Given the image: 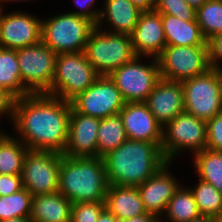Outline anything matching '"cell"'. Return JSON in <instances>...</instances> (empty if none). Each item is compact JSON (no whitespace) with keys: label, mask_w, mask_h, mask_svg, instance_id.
<instances>
[{"label":"cell","mask_w":222,"mask_h":222,"mask_svg":"<svg viewBox=\"0 0 222 222\" xmlns=\"http://www.w3.org/2000/svg\"><path fill=\"white\" fill-rule=\"evenodd\" d=\"M71 103L46 93L15 100L14 127L29 150L63 154L68 141Z\"/></svg>","instance_id":"cell-1"},{"label":"cell","mask_w":222,"mask_h":222,"mask_svg":"<svg viewBox=\"0 0 222 222\" xmlns=\"http://www.w3.org/2000/svg\"><path fill=\"white\" fill-rule=\"evenodd\" d=\"M109 185L137 187L167 163L161 144L127 139L103 157Z\"/></svg>","instance_id":"cell-2"},{"label":"cell","mask_w":222,"mask_h":222,"mask_svg":"<svg viewBox=\"0 0 222 222\" xmlns=\"http://www.w3.org/2000/svg\"><path fill=\"white\" fill-rule=\"evenodd\" d=\"M108 186L103 158L68 157L61 154L58 193L72 204L105 202Z\"/></svg>","instance_id":"cell-3"},{"label":"cell","mask_w":222,"mask_h":222,"mask_svg":"<svg viewBox=\"0 0 222 222\" xmlns=\"http://www.w3.org/2000/svg\"><path fill=\"white\" fill-rule=\"evenodd\" d=\"M83 52L99 75H109L137 56L130 35L104 31L99 27L90 33Z\"/></svg>","instance_id":"cell-4"},{"label":"cell","mask_w":222,"mask_h":222,"mask_svg":"<svg viewBox=\"0 0 222 222\" xmlns=\"http://www.w3.org/2000/svg\"><path fill=\"white\" fill-rule=\"evenodd\" d=\"M99 76L83 51L59 53L51 90L47 94L70 102L90 87Z\"/></svg>","instance_id":"cell-5"},{"label":"cell","mask_w":222,"mask_h":222,"mask_svg":"<svg viewBox=\"0 0 222 222\" xmlns=\"http://www.w3.org/2000/svg\"><path fill=\"white\" fill-rule=\"evenodd\" d=\"M96 25L89 19L71 13L42 20L41 41L55 53L84 51Z\"/></svg>","instance_id":"cell-6"},{"label":"cell","mask_w":222,"mask_h":222,"mask_svg":"<svg viewBox=\"0 0 222 222\" xmlns=\"http://www.w3.org/2000/svg\"><path fill=\"white\" fill-rule=\"evenodd\" d=\"M164 127L161 151L167 162L171 163L183 149H192L196 154L207 147L206 121L194 115L183 112Z\"/></svg>","instance_id":"cell-7"},{"label":"cell","mask_w":222,"mask_h":222,"mask_svg":"<svg viewBox=\"0 0 222 222\" xmlns=\"http://www.w3.org/2000/svg\"><path fill=\"white\" fill-rule=\"evenodd\" d=\"M157 61L161 78L169 81L182 82L210 69L208 45H166Z\"/></svg>","instance_id":"cell-8"},{"label":"cell","mask_w":222,"mask_h":222,"mask_svg":"<svg viewBox=\"0 0 222 222\" xmlns=\"http://www.w3.org/2000/svg\"><path fill=\"white\" fill-rule=\"evenodd\" d=\"M57 55L42 41L17 50L21 81L31 94L51 90Z\"/></svg>","instance_id":"cell-9"},{"label":"cell","mask_w":222,"mask_h":222,"mask_svg":"<svg viewBox=\"0 0 222 222\" xmlns=\"http://www.w3.org/2000/svg\"><path fill=\"white\" fill-rule=\"evenodd\" d=\"M185 112L209 121L222 111V94L216 72L205 73L182 81Z\"/></svg>","instance_id":"cell-10"},{"label":"cell","mask_w":222,"mask_h":222,"mask_svg":"<svg viewBox=\"0 0 222 222\" xmlns=\"http://www.w3.org/2000/svg\"><path fill=\"white\" fill-rule=\"evenodd\" d=\"M139 61L140 56H136L108 75L125 102H145L161 79L157 58L148 65Z\"/></svg>","instance_id":"cell-11"},{"label":"cell","mask_w":222,"mask_h":222,"mask_svg":"<svg viewBox=\"0 0 222 222\" xmlns=\"http://www.w3.org/2000/svg\"><path fill=\"white\" fill-rule=\"evenodd\" d=\"M61 153L28 150L22 170V186L32 196L58 192Z\"/></svg>","instance_id":"cell-12"},{"label":"cell","mask_w":222,"mask_h":222,"mask_svg":"<svg viewBox=\"0 0 222 222\" xmlns=\"http://www.w3.org/2000/svg\"><path fill=\"white\" fill-rule=\"evenodd\" d=\"M70 103L75 112L102 119L118 114L126 102L112 79L108 75H100Z\"/></svg>","instance_id":"cell-13"},{"label":"cell","mask_w":222,"mask_h":222,"mask_svg":"<svg viewBox=\"0 0 222 222\" xmlns=\"http://www.w3.org/2000/svg\"><path fill=\"white\" fill-rule=\"evenodd\" d=\"M42 20L21 12L2 13L0 48L18 50L41 42Z\"/></svg>","instance_id":"cell-14"},{"label":"cell","mask_w":222,"mask_h":222,"mask_svg":"<svg viewBox=\"0 0 222 222\" xmlns=\"http://www.w3.org/2000/svg\"><path fill=\"white\" fill-rule=\"evenodd\" d=\"M119 114L127 139L162 144L164 128L144 102H126Z\"/></svg>","instance_id":"cell-15"},{"label":"cell","mask_w":222,"mask_h":222,"mask_svg":"<svg viewBox=\"0 0 222 222\" xmlns=\"http://www.w3.org/2000/svg\"><path fill=\"white\" fill-rule=\"evenodd\" d=\"M100 118L71 109L68 141L63 152L68 157H97V132Z\"/></svg>","instance_id":"cell-16"},{"label":"cell","mask_w":222,"mask_h":222,"mask_svg":"<svg viewBox=\"0 0 222 222\" xmlns=\"http://www.w3.org/2000/svg\"><path fill=\"white\" fill-rule=\"evenodd\" d=\"M163 126L185 112L182 82L160 79L144 102Z\"/></svg>","instance_id":"cell-17"},{"label":"cell","mask_w":222,"mask_h":222,"mask_svg":"<svg viewBox=\"0 0 222 222\" xmlns=\"http://www.w3.org/2000/svg\"><path fill=\"white\" fill-rule=\"evenodd\" d=\"M168 165L170 162L164 164L154 175L137 186L147 213L159 218L165 212L169 200L180 187L178 181L168 172Z\"/></svg>","instance_id":"cell-18"},{"label":"cell","mask_w":222,"mask_h":222,"mask_svg":"<svg viewBox=\"0 0 222 222\" xmlns=\"http://www.w3.org/2000/svg\"><path fill=\"white\" fill-rule=\"evenodd\" d=\"M130 36L137 56L157 58L166 46L161 14L155 10L142 12Z\"/></svg>","instance_id":"cell-19"},{"label":"cell","mask_w":222,"mask_h":222,"mask_svg":"<svg viewBox=\"0 0 222 222\" xmlns=\"http://www.w3.org/2000/svg\"><path fill=\"white\" fill-rule=\"evenodd\" d=\"M105 207L116 217L130 219L147 214L137 187L109 185Z\"/></svg>","instance_id":"cell-20"},{"label":"cell","mask_w":222,"mask_h":222,"mask_svg":"<svg viewBox=\"0 0 222 222\" xmlns=\"http://www.w3.org/2000/svg\"><path fill=\"white\" fill-rule=\"evenodd\" d=\"M72 202L61 193L32 197L31 222H70Z\"/></svg>","instance_id":"cell-21"},{"label":"cell","mask_w":222,"mask_h":222,"mask_svg":"<svg viewBox=\"0 0 222 222\" xmlns=\"http://www.w3.org/2000/svg\"><path fill=\"white\" fill-rule=\"evenodd\" d=\"M104 4L96 27H102L103 19H106L114 28L112 33L131 35L142 11L130 0H105Z\"/></svg>","instance_id":"cell-22"},{"label":"cell","mask_w":222,"mask_h":222,"mask_svg":"<svg viewBox=\"0 0 222 222\" xmlns=\"http://www.w3.org/2000/svg\"><path fill=\"white\" fill-rule=\"evenodd\" d=\"M166 45H207L197 21H183L176 16L161 14Z\"/></svg>","instance_id":"cell-23"},{"label":"cell","mask_w":222,"mask_h":222,"mask_svg":"<svg viewBox=\"0 0 222 222\" xmlns=\"http://www.w3.org/2000/svg\"><path fill=\"white\" fill-rule=\"evenodd\" d=\"M0 88L16 99L31 94L21 81L17 50L0 48Z\"/></svg>","instance_id":"cell-24"},{"label":"cell","mask_w":222,"mask_h":222,"mask_svg":"<svg viewBox=\"0 0 222 222\" xmlns=\"http://www.w3.org/2000/svg\"><path fill=\"white\" fill-rule=\"evenodd\" d=\"M127 140L120 114L100 120L97 132V157H105Z\"/></svg>","instance_id":"cell-25"},{"label":"cell","mask_w":222,"mask_h":222,"mask_svg":"<svg viewBox=\"0 0 222 222\" xmlns=\"http://www.w3.org/2000/svg\"><path fill=\"white\" fill-rule=\"evenodd\" d=\"M28 147L7 134L0 137V174L22 175Z\"/></svg>","instance_id":"cell-26"},{"label":"cell","mask_w":222,"mask_h":222,"mask_svg":"<svg viewBox=\"0 0 222 222\" xmlns=\"http://www.w3.org/2000/svg\"><path fill=\"white\" fill-rule=\"evenodd\" d=\"M194 158V167L200 179L212 184L222 194V152L205 148Z\"/></svg>","instance_id":"cell-27"},{"label":"cell","mask_w":222,"mask_h":222,"mask_svg":"<svg viewBox=\"0 0 222 222\" xmlns=\"http://www.w3.org/2000/svg\"><path fill=\"white\" fill-rule=\"evenodd\" d=\"M164 213L170 222H191L201 216L192 192L181 186L169 200Z\"/></svg>","instance_id":"cell-28"},{"label":"cell","mask_w":222,"mask_h":222,"mask_svg":"<svg viewBox=\"0 0 222 222\" xmlns=\"http://www.w3.org/2000/svg\"><path fill=\"white\" fill-rule=\"evenodd\" d=\"M190 191L201 216L222 217V194L212 184L200 179Z\"/></svg>","instance_id":"cell-29"},{"label":"cell","mask_w":222,"mask_h":222,"mask_svg":"<svg viewBox=\"0 0 222 222\" xmlns=\"http://www.w3.org/2000/svg\"><path fill=\"white\" fill-rule=\"evenodd\" d=\"M196 21L206 41L222 34V0H207L196 10Z\"/></svg>","instance_id":"cell-30"},{"label":"cell","mask_w":222,"mask_h":222,"mask_svg":"<svg viewBox=\"0 0 222 222\" xmlns=\"http://www.w3.org/2000/svg\"><path fill=\"white\" fill-rule=\"evenodd\" d=\"M32 197L24 187L11 195L0 196V220L30 217Z\"/></svg>","instance_id":"cell-31"},{"label":"cell","mask_w":222,"mask_h":222,"mask_svg":"<svg viewBox=\"0 0 222 222\" xmlns=\"http://www.w3.org/2000/svg\"><path fill=\"white\" fill-rule=\"evenodd\" d=\"M154 10L160 14L176 16L183 21L196 20V10L185 0H156Z\"/></svg>","instance_id":"cell-32"},{"label":"cell","mask_w":222,"mask_h":222,"mask_svg":"<svg viewBox=\"0 0 222 222\" xmlns=\"http://www.w3.org/2000/svg\"><path fill=\"white\" fill-rule=\"evenodd\" d=\"M105 202H81L72 204L70 222H97Z\"/></svg>","instance_id":"cell-33"},{"label":"cell","mask_w":222,"mask_h":222,"mask_svg":"<svg viewBox=\"0 0 222 222\" xmlns=\"http://www.w3.org/2000/svg\"><path fill=\"white\" fill-rule=\"evenodd\" d=\"M207 124V147L222 152V111L216 114Z\"/></svg>","instance_id":"cell-34"},{"label":"cell","mask_w":222,"mask_h":222,"mask_svg":"<svg viewBox=\"0 0 222 222\" xmlns=\"http://www.w3.org/2000/svg\"><path fill=\"white\" fill-rule=\"evenodd\" d=\"M22 188V175L0 174V196L11 195Z\"/></svg>","instance_id":"cell-35"},{"label":"cell","mask_w":222,"mask_h":222,"mask_svg":"<svg viewBox=\"0 0 222 222\" xmlns=\"http://www.w3.org/2000/svg\"><path fill=\"white\" fill-rule=\"evenodd\" d=\"M208 62L210 68L219 66V59H222V34L216 35L207 41ZM218 62V63H217Z\"/></svg>","instance_id":"cell-36"},{"label":"cell","mask_w":222,"mask_h":222,"mask_svg":"<svg viewBox=\"0 0 222 222\" xmlns=\"http://www.w3.org/2000/svg\"><path fill=\"white\" fill-rule=\"evenodd\" d=\"M95 1L96 0H82V1L74 0L76 5L80 7L81 11L70 12V13L75 14L77 16L85 17V18L91 20L96 25L102 10L95 11V10H93V8H92V10L89 9L91 6H93ZM83 8H84V10H82Z\"/></svg>","instance_id":"cell-37"},{"label":"cell","mask_w":222,"mask_h":222,"mask_svg":"<svg viewBox=\"0 0 222 222\" xmlns=\"http://www.w3.org/2000/svg\"><path fill=\"white\" fill-rule=\"evenodd\" d=\"M16 98L7 90L0 88V115L9 114V117H14V105Z\"/></svg>","instance_id":"cell-38"},{"label":"cell","mask_w":222,"mask_h":222,"mask_svg":"<svg viewBox=\"0 0 222 222\" xmlns=\"http://www.w3.org/2000/svg\"><path fill=\"white\" fill-rule=\"evenodd\" d=\"M142 12L153 11L155 9L156 0H130Z\"/></svg>","instance_id":"cell-39"},{"label":"cell","mask_w":222,"mask_h":222,"mask_svg":"<svg viewBox=\"0 0 222 222\" xmlns=\"http://www.w3.org/2000/svg\"><path fill=\"white\" fill-rule=\"evenodd\" d=\"M128 222H162L160 218L151 213L142 214L140 216L132 217L128 219Z\"/></svg>","instance_id":"cell-40"},{"label":"cell","mask_w":222,"mask_h":222,"mask_svg":"<svg viewBox=\"0 0 222 222\" xmlns=\"http://www.w3.org/2000/svg\"><path fill=\"white\" fill-rule=\"evenodd\" d=\"M116 217L105 207L99 214L97 222H115Z\"/></svg>","instance_id":"cell-41"},{"label":"cell","mask_w":222,"mask_h":222,"mask_svg":"<svg viewBox=\"0 0 222 222\" xmlns=\"http://www.w3.org/2000/svg\"><path fill=\"white\" fill-rule=\"evenodd\" d=\"M206 1L207 0H185V2L195 10L200 8Z\"/></svg>","instance_id":"cell-42"},{"label":"cell","mask_w":222,"mask_h":222,"mask_svg":"<svg viewBox=\"0 0 222 222\" xmlns=\"http://www.w3.org/2000/svg\"><path fill=\"white\" fill-rule=\"evenodd\" d=\"M191 222H220V219L210 216H200L199 218L194 219Z\"/></svg>","instance_id":"cell-43"},{"label":"cell","mask_w":222,"mask_h":222,"mask_svg":"<svg viewBox=\"0 0 222 222\" xmlns=\"http://www.w3.org/2000/svg\"><path fill=\"white\" fill-rule=\"evenodd\" d=\"M0 222H31L29 217H16L7 220H0Z\"/></svg>","instance_id":"cell-44"},{"label":"cell","mask_w":222,"mask_h":222,"mask_svg":"<svg viewBox=\"0 0 222 222\" xmlns=\"http://www.w3.org/2000/svg\"><path fill=\"white\" fill-rule=\"evenodd\" d=\"M214 71L216 72V75L218 77L219 84H220V90H221V94H222V67L217 66L214 68Z\"/></svg>","instance_id":"cell-45"},{"label":"cell","mask_w":222,"mask_h":222,"mask_svg":"<svg viewBox=\"0 0 222 222\" xmlns=\"http://www.w3.org/2000/svg\"><path fill=\"white\" fill-rule=\"evenodd\" d=\"M115 222H128V219L116 218Z\"/></svg>","instance_id":"cell-46"},{"label":"cell","mask_w":222,"mask_h":222,"mask_svg":"<svg viewBox=\"0 0 222 222\" xmlns=\"http://www.w3.org/2000/svg\"><path fill=\"white\" fill-rule=\"evenodd\" d=\"M4 1H7L8 2V0H0V3L2 2H4ZM9 1H20V0H9ZM21 1H26V0H21ZM28 1V0H27Z\"/></svg>","instance_id":"cell-47"},{"label":"cell","mask_w":222,"mask_h":222,"mask_svg":"<svg viewBox=\"0 0 222 222\" xmlns=\"http://www.w3.org/2000/svg\"><path fill=\"white\" fill-rule=\"evenodd\" d=\"M2 11H3L2 5L0 4V18H1V16H2Z\"/></svg>","instance_id":"cell-48"}]
</instances>
